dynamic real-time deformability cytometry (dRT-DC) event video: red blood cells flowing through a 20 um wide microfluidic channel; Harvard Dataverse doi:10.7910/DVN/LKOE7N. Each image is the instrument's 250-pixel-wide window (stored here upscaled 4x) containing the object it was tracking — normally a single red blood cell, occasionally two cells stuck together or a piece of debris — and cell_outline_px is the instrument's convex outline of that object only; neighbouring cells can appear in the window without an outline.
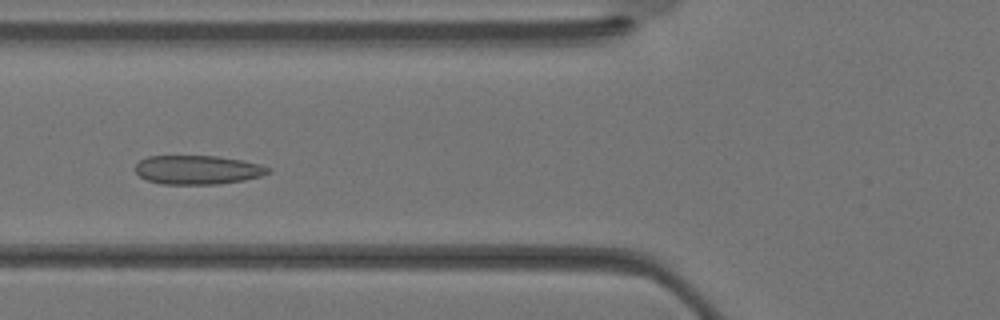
{"species": "Egyptian fruit bat (a non-hibernating species)", "species_latin": "Rousettus aegyptiacus", "temperature_condition": "warm", "stored_images_in_passage": 34, "camera_frame_rate_fps": 3000, "um_per_image_px": 0.085, "animal": {"sex": "female"}, "frame": {"image": 1, "passage_image": 12, "time_ms": 3.667, "image_size_px": [1000, 320], "cell_outline_px": [[272, 172], [260, 176], [244, 180], [216, 184], [160, 184], [148, 180], [140, 176], [136, 172], [136, 164], [140, 160], [148, 156], [216, 156], [244, 160], [260, 164], [272, 168]], "centroid_in_image_um": [16.84, 14.43], "position_along_channel_um": 109.0, "area_um2": 22.48}}
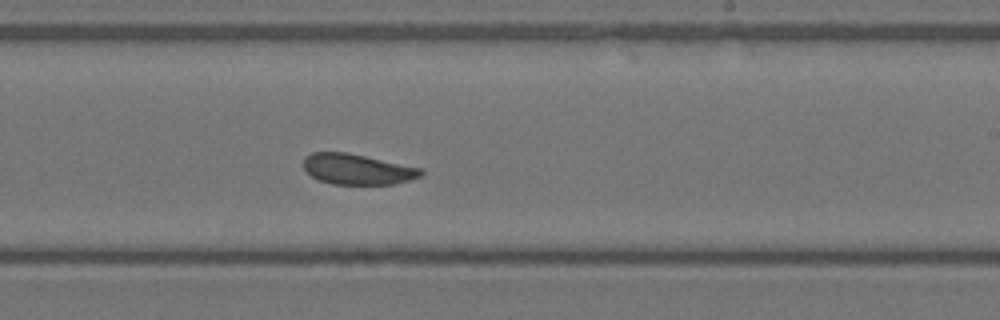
{"frame": {"image": 2, "passage_image": 20, "time_ms": 6.333, "image_size_px": [1000, 320], "cell_outline_px": [[424, 172], [420, 176], [408, 180], [392, 184], [332, 184], [320, 180], [312, 176], [304, 168], [304, 156], [312, 152], [348, 152], [424, 168]], "centroid_in_image_um": [30.39, 14.37], "position_along_channel_um": 258.6, "area_um2": 20.98}}
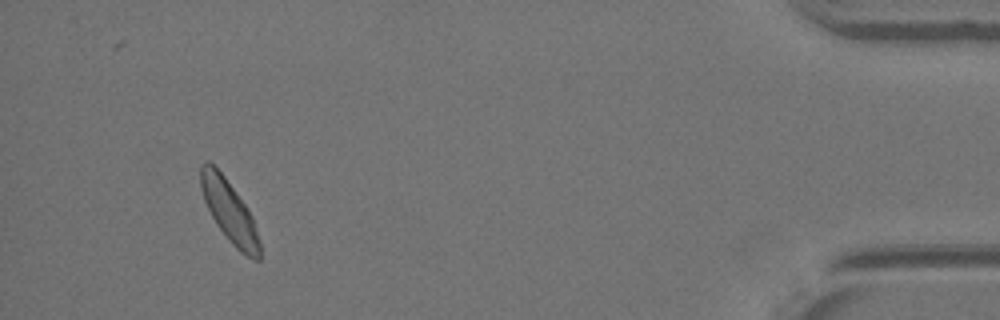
{"frame": {"image": 3, "passage_image": 32, "time_ms": 10.333, "image_size_px": [1000, 320], "cell_outline_px": [[260, 260], [256, 260], [240, 252], [228, 240], [216, 224], [204, 200], [200, 188], [200, 164], [204, 160], [208, 160], [224, 176], [236, 192], [252, 216], [260, 244]], "centroid_in_image_um": [19.46, 17.94], "position_along_channel_um": 415.7, "area_um2": 20.98}}